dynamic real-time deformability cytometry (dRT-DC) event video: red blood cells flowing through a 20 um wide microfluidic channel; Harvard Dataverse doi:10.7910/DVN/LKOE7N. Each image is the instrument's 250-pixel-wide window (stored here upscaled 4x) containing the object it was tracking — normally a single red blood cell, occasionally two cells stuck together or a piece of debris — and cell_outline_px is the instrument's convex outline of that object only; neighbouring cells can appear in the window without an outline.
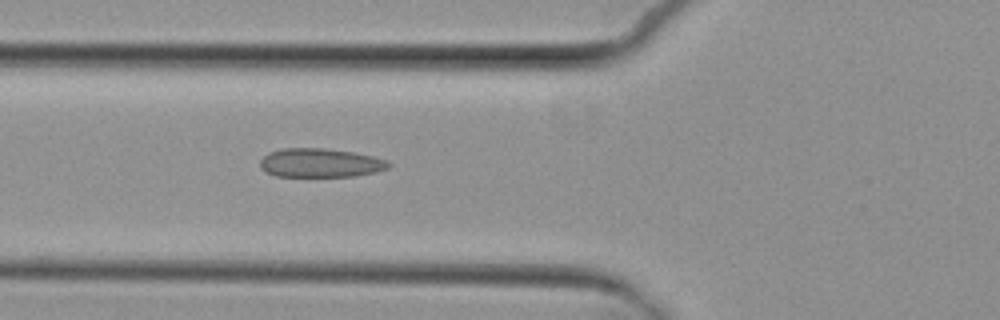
{"species": "common noctule bat (a hibernating species)", "species_latin": "Nyctalus noctula", "temperature_condition": "cold", "stored_images_in_passage": 5, "camera_frame_rate_fps": 3000, "um_per_image_px": 0.085, "animal": {"sex": "female", "body_mass_g": 29.2, "forearm_length_mm": 56.3}, "frame": {"image": 1, "passage_image": 5, "time_ms": 5.333, "image_size_px": [1000, 320], "cell_outline_px": [[392, 164], [388, 168], [376, 172], [356, 176], [276, 176], [264, 172], [260, 168], [260, 160], [268, 152], [280, 148], [324, 148], [352, 152], [372, 156], [388, 160]], "centroid_in_image_um": [27.21, 13.84], "position_along_channel_um": 98.6, "area_um2": 21.79}}